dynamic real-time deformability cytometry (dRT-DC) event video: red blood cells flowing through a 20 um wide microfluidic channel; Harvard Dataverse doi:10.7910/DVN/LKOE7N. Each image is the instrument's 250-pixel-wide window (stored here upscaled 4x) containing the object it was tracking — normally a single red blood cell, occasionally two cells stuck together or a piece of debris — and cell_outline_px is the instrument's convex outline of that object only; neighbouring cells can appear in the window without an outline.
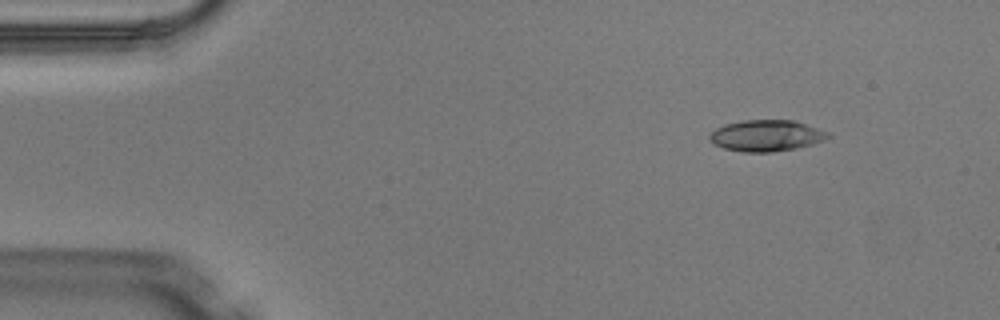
{"species": "Egyptian fruit bat (a non-hibernating species)", "species_latin": "Rousettus aegyptiacus", "temperature_condition": "warm", "stored_images_in_passage": 4, "camera_frame_rate_fps": 3000, "um_per_image_px": 0.085, "animal": {"sex": "male"}, "frame": {"image": 1, "passage_image": 2, "time_ms": 0.333, "image_size_px": [1000, 320], "cell_outline_px": [[832, 136], [824, 140], [812, 144], [796, 148], [772, 152], [744, 152], [724, 148], [708, 140], [708, 136], [716, 128], [724, 124], [744, 120], [792, 120], [828, 132]], "centroid_in_image_um": [65.12, 11.53], "position_along_channel_um": 19.9, "area_um2": 21.44}}
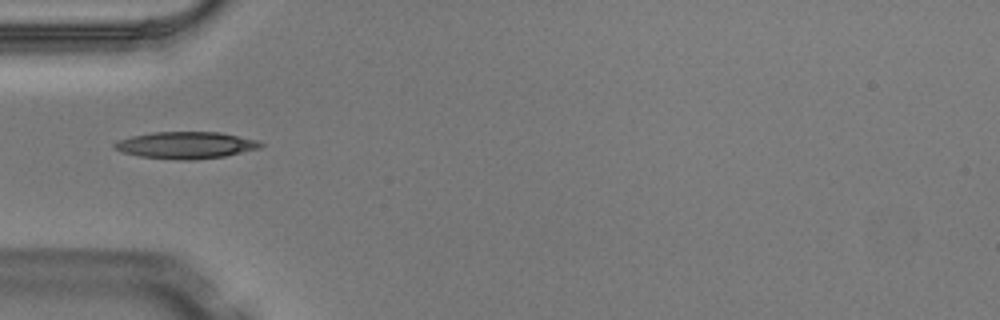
{"frame": {"image": 2, "passage_image": 4, "time_ms": 1.0, "image_size_px": [1000, 320], "cell_outline_px": [[264, 144], [260, 148], [224, 156], [196, 160], [184, 160], [140, 156], [124, 152], [112, 148], [112, 144], [116, 140], [132, 136], [152, 132], [220, 132], [260, 140]], "centroid_in_image_um": [15.81, 12.33], "position_along_channel_um": 69.2, "area_um2": 22.95}}